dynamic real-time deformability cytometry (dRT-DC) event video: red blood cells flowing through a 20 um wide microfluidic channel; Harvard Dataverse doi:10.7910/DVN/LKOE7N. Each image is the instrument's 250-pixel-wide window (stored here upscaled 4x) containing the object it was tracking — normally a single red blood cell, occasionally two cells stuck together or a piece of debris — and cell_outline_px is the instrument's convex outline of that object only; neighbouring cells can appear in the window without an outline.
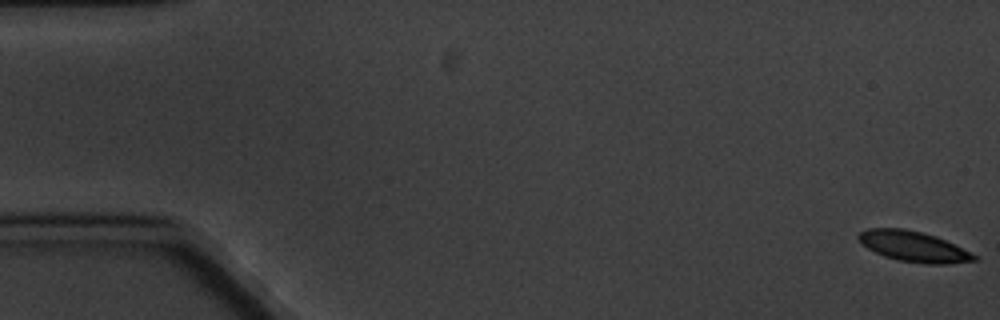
{"species": "common noctule bat (a hibernating species)", "species_latin": "Nyctalus noctula", "temperature_condition": "cold", "stored_images_in_passage": 5, "camera_frame_rate_fps": 3000, "um_per_image_px": 0.085, "animal": {"sex": "male", "body_mass_g": 20.1, "forearm_length_mm": 53.5}, "frame": {"image": 1, "passage_image": 1, "time_ms": 0.0, "image_size_px": [1000, 320], "cell_outline_px": [[980, 260], [948, 264], [924, 264], [900, 260], [884, 256], [860, 244], [856, 236], [860, 232], [868, 228], [904, 228], [936, 236], [976, 256]], "centroid_in_image_um": [77.6, 20.95], "position_along_channel_um": 7.4, "area_um2": 20.35}}
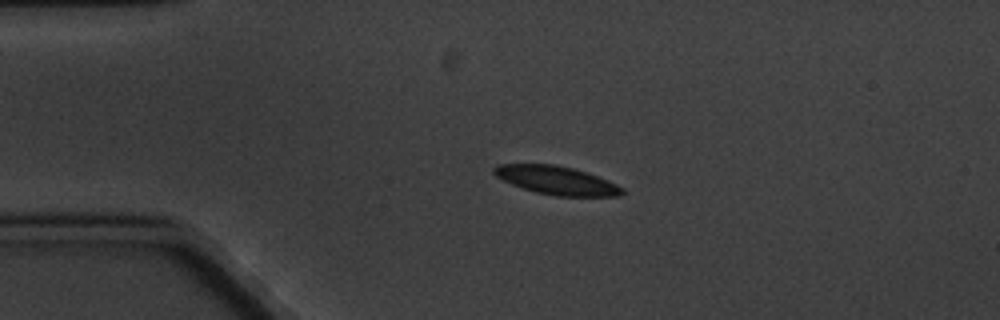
{"frame": {"image": 2, "passage_image": 4, "time_ms": 4.333, "image_size_px": [1000, 320], "cell_outline_px": [[624, 192], [620, 196], [556, 196], [536, 192], [512, 184], [496, 176], [492, 172], [492, 168], [496, 164], [556, 164], [572, 168], [608, 180], [624, 188]], "centroid_in_image_um": [47.29, 15.32], "position_along_channel_um": 37.7, "area_um2": 21.1}}